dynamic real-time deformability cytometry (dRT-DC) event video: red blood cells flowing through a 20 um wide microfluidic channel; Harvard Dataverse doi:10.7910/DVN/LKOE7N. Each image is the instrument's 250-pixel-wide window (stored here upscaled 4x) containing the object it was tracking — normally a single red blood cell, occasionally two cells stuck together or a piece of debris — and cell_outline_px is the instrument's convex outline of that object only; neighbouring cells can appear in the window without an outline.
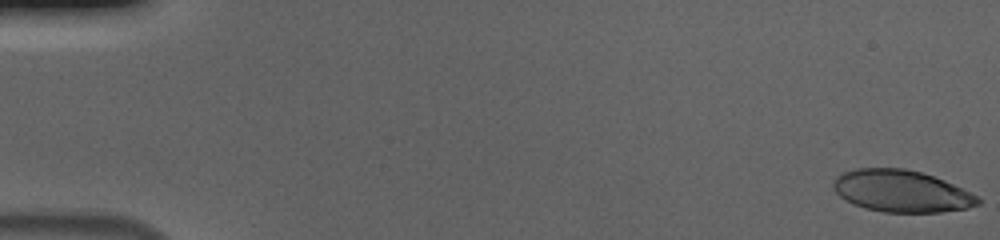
{"species": "human", "species_latin": "Homo sapiens", "temperature_condition": "cold", "stored_images_in_passage": 56, "camera_frame_rate_fps": 3000, "um_per_image_px": 0.085, "donor": {"sex": "male"}, "frame": {"image": 1, "passage_image": 1, "time_ms": 0.0, "image_size_px": [1000, 240], "cell_outline_px": [[980, 204], [968, 208], [940, 212], [884, 212], [864, 208], [852, 204], [840, 196], [836, 192], [832, 184], [836, 176], [844, 172], [856, 168], [904, 168], [920, 172], [944, 180], [980, 196]], "centroid_in_image_um": [76.63, 16.25], "position_along_channel_um": 8.4, "area_um2": 35.37}}
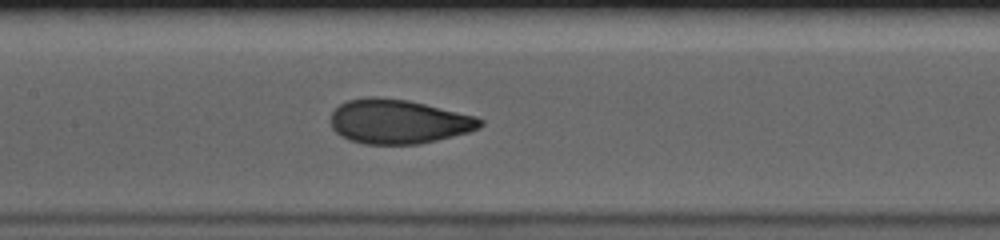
{"frame": {"image": 2, "passage_image": 28, "time_ms": 9.0, "image_size_px": [1000, 240], "cell_outline_px": [[484, 124], [480, 128], [468, 132], [420, 144], [364, 144], [348, 140], [340, 136], [332, 128], [332, 112], [340, 104], [348, 100], [368, 96], [376, 96], [408, 100], [476, 116], [484, 120]], "centroid_in_image_um": [33.87, 10.33], "position_along_channel_um": 173.5, "area_um2": 38.67}}
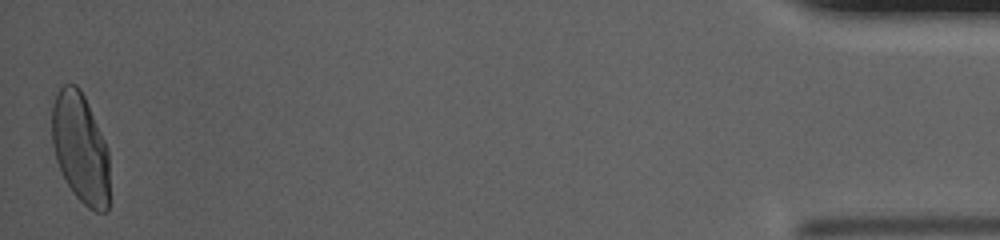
{"frame": {"image": 3, "passage_image": 56, "time_ms": 18.333, "image_size_px": [1000, 240], "cell_outline_px": [[108, 208], [104, 212], [96, 212], [88, 208], [76, 196], [68, 184], [56, 160], [52, 144], [52, 104], [56, 92], [64, 84], [76, 84], [80, 88], [84, 96], [108, 148]], "centroid_in_image_um": [6.82, 12.57], "position_along_channel_um": 428.4, "area_um2": 36.76}, "authors_computed_cell_mechanics": {"area_um2": 37.2232, "velocity_mm_per_s": 3.6771, "shape_relaxation_time_tau1_ms": 3.9995, "shape_relaxation_time_tau2_ms": null, "deformation_change_tau1": 0.1826, "deformation_change_tau2": null}}